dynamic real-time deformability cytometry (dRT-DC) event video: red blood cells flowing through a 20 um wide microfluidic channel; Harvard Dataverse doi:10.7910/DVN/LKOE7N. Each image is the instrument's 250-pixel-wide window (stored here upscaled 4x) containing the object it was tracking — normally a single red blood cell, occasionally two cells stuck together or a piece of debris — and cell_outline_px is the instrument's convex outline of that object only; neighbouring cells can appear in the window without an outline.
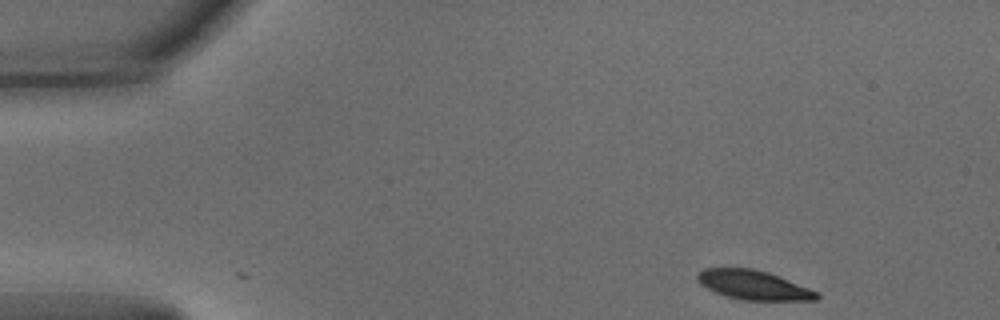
{"species": "common noctule bat (a hibernating species)", "species_latin": "Nyctalus noctula", "temperature_condition": "warm", "stored_images_in_passage": 42, "camera_frame_rate_fps": 3000, "um_per_image_px": 0.085, "animal": {"sex": "male", "body_mass_g": 15.6}, "frame": {"image": 1, "passage_image": 1, "time_ms": 0.0, "image_size_px": [1000, 320], "cell_outline_px": [[820, 296], [816, 300], [744, 300], [728, 296], [716, 292], [700, 284], [696, 280], [696, 272], [704, 268], [752, 268], [768, 272], [820, 292]], "centroid_in_image_um": [64.04, 24.22], "position_along_channel_um": 21.0, "area_um2": 20.35}}
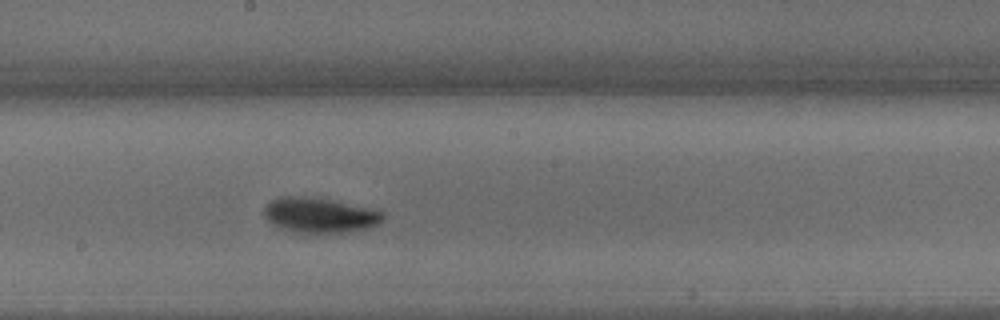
{"frame": {"image": 2, "passage_image": 24, "time_ms": 7.667, "image_size_px": [1000, 320], "cell_outline_px": [[384, 220], [368, 228], [348, 232], [316, 236], [296, 232], [280, 228], [272, 224], [264, 216], [264, 208], [272, 200], [280, 196], [308, 196], [328, 200], [384, 212]], "centroid_in_image_um": [27.13, 18.34], "position_along_channel_um": 221.1, "area_um2": 24.57}}
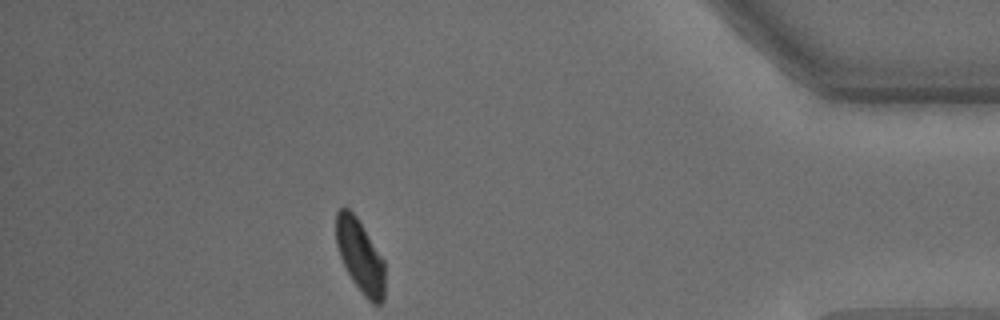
{"frame": {"image": 3, "passage_image": 42, "time_ms": 13.667, "image_size_px": [1000, 320], "cell_outline_px": [[384, 300], [380, 304], [372, 304], [364, 296], [352, 280], [340, 256], [336, 244], [336, 212], [340, 208], [348, 208], [356, 216], [384, 260]], "centroid_in_image_um": [30.61, 21.78], "position_along_channel_um": 404.6, "area_um2": 20.58}, "authors_computed_cell_mechanics": {"area_um2": 22.5998, "velocity_mm_per_s": 3.7877, "shape_relaxation_time_tau1_ms": 1.7228, "shape_relaxation_time_tau2_ms": 2.3858, "deformation_change_tau1": 0.122, "deformation_change_tau2": 0.063}}